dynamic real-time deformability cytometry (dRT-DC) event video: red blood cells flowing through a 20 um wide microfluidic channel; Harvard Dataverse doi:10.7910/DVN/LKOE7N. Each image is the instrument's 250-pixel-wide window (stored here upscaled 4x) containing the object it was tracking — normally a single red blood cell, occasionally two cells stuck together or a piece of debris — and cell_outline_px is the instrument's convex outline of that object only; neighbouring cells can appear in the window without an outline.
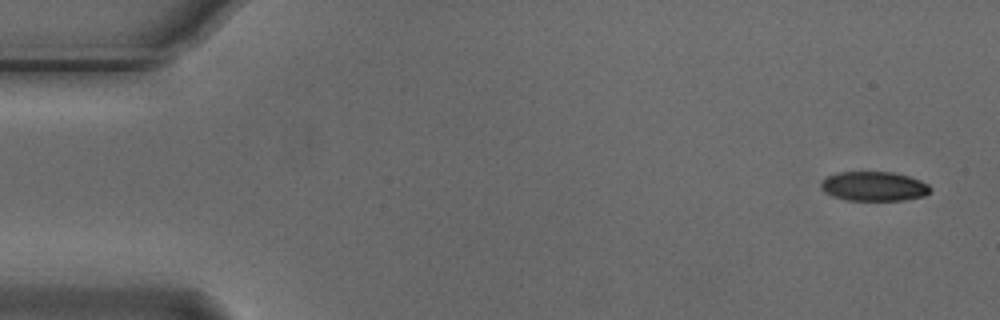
{"species": "Egyptian fruit bat (a non-hibernating species)", "species_latin": "Rousettus aegyptiacus", "temperature_condition": "cold", "stored_images_in_passage": 4, "camera_frame_rate_fps": 3000, "um_per_image_px": 0.085, "animal": {"sex": "male"}, "frame": {"image": 1, "passage_image": 1, "time_ms": 0.0, "image_size_px": [1000, 320], "cell_outline_px": [[932, 192], [924, 196], [904, 200], [844, 200], [832, 196], [824, 192], [820, 188], [820, 180], [836, 172], [892, 172], [908, 176], [920, 180], [928, 184], [932, 188]], "centroid_in_image_um": [74.27, 15.84], "position_along_channel_um": 10.7, "area_um2": 19.02}}
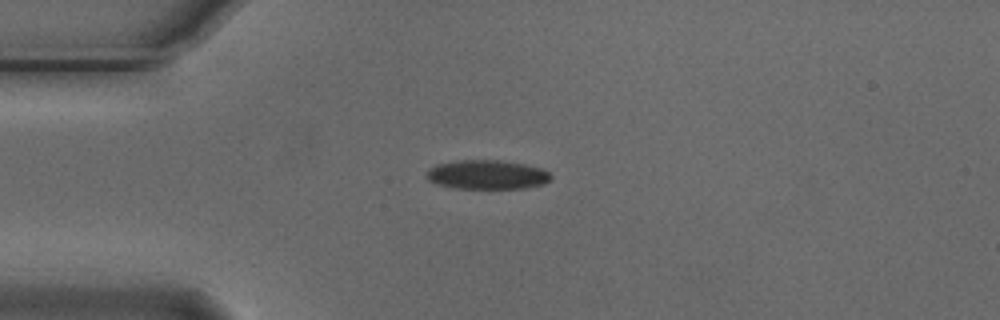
{"frame": {"image": 2, "passage_image": 4, "time_ms": 1.0, "image_size_px": [1000, 320], "cell_outline_px": [[552, 176], [544, 184], [524, 188], [456, 188], [440, 184], [428, 180], [428, 168], [436, 164], [460, 160], [500, 160], [524, 164], [540, 168], [548, 172]], "centroid_in_image_um": [41.41, 14.84], "position_along_channel_um": 43.6, "area_um2": 20.87}}